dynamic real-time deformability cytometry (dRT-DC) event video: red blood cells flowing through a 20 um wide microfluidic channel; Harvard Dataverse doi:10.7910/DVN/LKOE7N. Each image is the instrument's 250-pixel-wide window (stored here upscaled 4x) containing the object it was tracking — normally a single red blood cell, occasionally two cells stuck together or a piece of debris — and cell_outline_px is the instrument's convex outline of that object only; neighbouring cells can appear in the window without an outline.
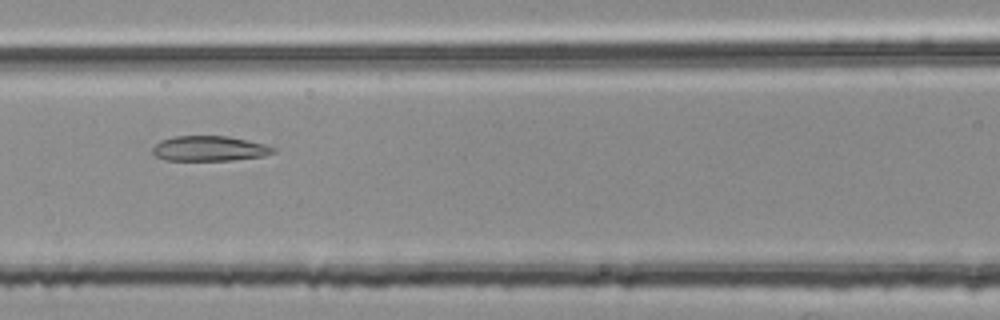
{"species": "common noctule bat (a hibernating species)", "species_latin": "Nyctalus noctula", "temperature_condition": "room temperature", "stored_images_in_passage": 6, "camera_frame_rate_fps": 3000, "um_per_image_px": 0.085, "animal": {"sex": "female", "body_mass_g": 25.1}, "frame": {"image": 1, "passage_image": 5, "time_ms": 1.333, "image_size_px": [1000, 320], "cell_outline_px": [[276, 152], [264, 156], [232, 160], [164, 160], [156, 156], [152, 152], [152, 148], [160, 140], [172, 136], [228, 136], [264, 144], [276, 148]], "centroid_in_image_um": [17.79, 12.62], "position_along_channel_um": 148.8, "area_um2": 17.69}}
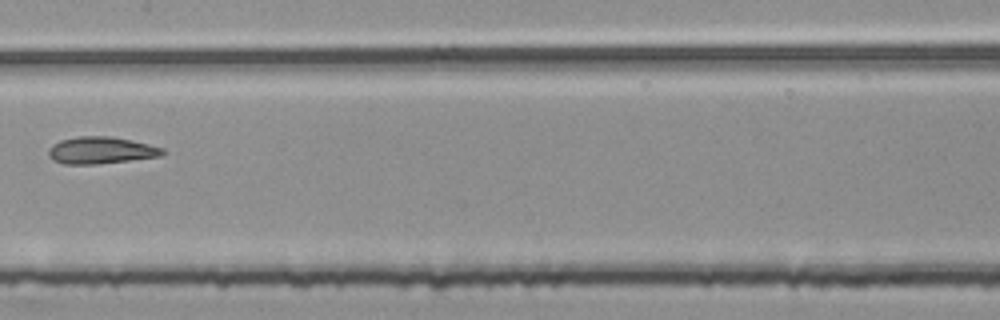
{"frame": {"image": 2, "passage_image": 6, "time_ms": 1.667, "image_size_px": [1000, 320], "cell_outline_px": [[168, 152], [160, 156], [96, 164], [64, 164], [52, 160], [48, 156], [48, 148], [52, 144], [60, 140], [76, 136], [112, 136], [148, 144], [164, 148]], "centroid_in_image_um": [8.55, 12.77], "position_along_channel_um": 198.9, "area_um2": 18.03}}